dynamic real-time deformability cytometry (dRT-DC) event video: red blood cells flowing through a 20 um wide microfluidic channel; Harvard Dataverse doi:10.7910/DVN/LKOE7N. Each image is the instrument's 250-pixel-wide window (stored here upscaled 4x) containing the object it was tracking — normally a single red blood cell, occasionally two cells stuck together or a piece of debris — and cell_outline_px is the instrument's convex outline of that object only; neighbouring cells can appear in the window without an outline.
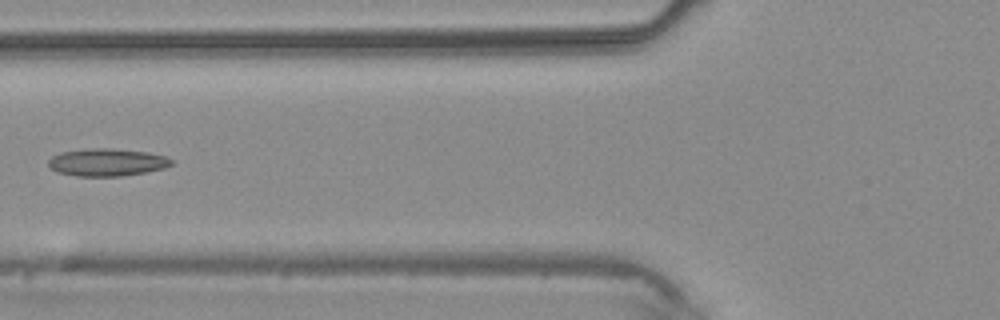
{"species": "common noctule bat (a hibernating species)", "species_latin": "Nyctalus noctula", "temperature_condition": "warm", "stored_images_in_passage": 4, "camera_frame_rate_fps": 3000, "um_per_image_px": 0.085, "animal": {"sex": "male", "body_mass_g": 20.4}, "frame": {"image": 1, "passage_image": 4, "time_ms": 3.333, "image_size_px": [1000, 320], "cell_outline_px": [[172, 164], [164, 168], [144, 172], [120, 176], [76, 176], [56, 172], [48, 164], [48, 160], [52, 156], [60, 152], [92, 148], [112, 148], [148, 152], [168, 156], [172, 160]], "centroid_in_image_um": [9.09, 13.79], "position_along_channel_um": 116.7, "area_um2": 19.77}}